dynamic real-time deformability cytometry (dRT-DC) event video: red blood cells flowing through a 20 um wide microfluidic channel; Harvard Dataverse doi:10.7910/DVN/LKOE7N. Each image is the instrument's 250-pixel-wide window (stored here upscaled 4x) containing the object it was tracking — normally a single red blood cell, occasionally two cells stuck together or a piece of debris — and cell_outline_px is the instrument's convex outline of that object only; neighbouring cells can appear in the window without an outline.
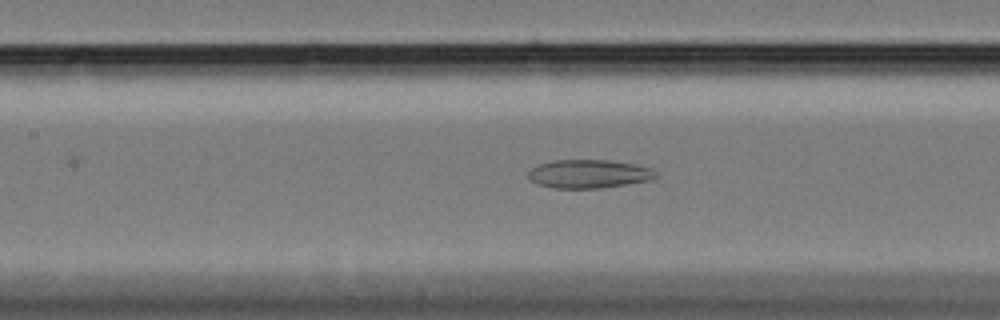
{"species": "Egyptian fruit bat (a non-hibernating species)", "species_latin": "Rousettus aegyptiacus", "temperature_condition": "cold", "stored_images_in_passage": 48, "segment_of_instrument_passage": [1, 2], "camera_frame_rate_fps": 3000, "um_per_image_px": 0.085, "animal": {"sex": "female"}, "frame": {"image": 1, "passage_image": 26, "time_ms": 8.333, "image_size_px": [1000, 320], "cell_outline_px": [[656, 176], [652, 180], [628, 184], [600, 188], [552, 188], [536, 184], [528, 180], [528, 172], [532, 168], [540, 164], [552, 160], [608, 160], [632, 164], [648, 168], [656, 172]], "centroid_in_image_um": [49.99, 14.79], "position_along_channel_um": 157.4, "area_um2": 21.15}}
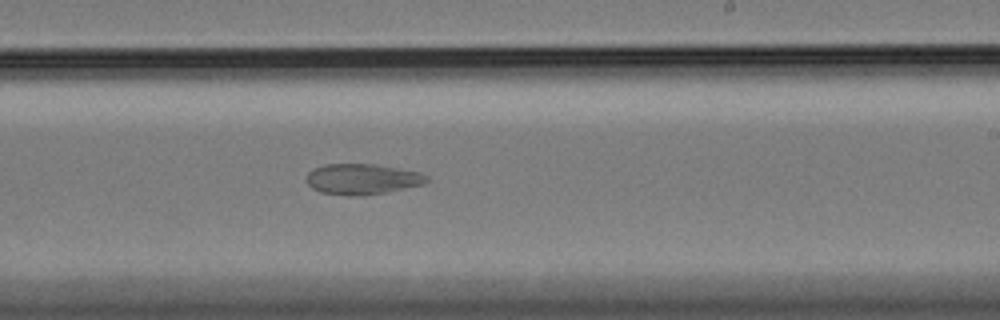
{"frame": {"image": 2, "passage_image": 35, "time_ms": 11.333, "image_size_px": [1000, 320], "cell_outline_px": [[428, 180], [424, 184], [364, 196], [348, 196], [320, 192], [312, 188], [304, 180], [308, 172], [324, 164], [376, 164], [420, 172], [428, 176]], "centroid_in_image_um": [30.76, 15.22], "position_along_channel_um": 258.2, "area_um2": 21.56}}
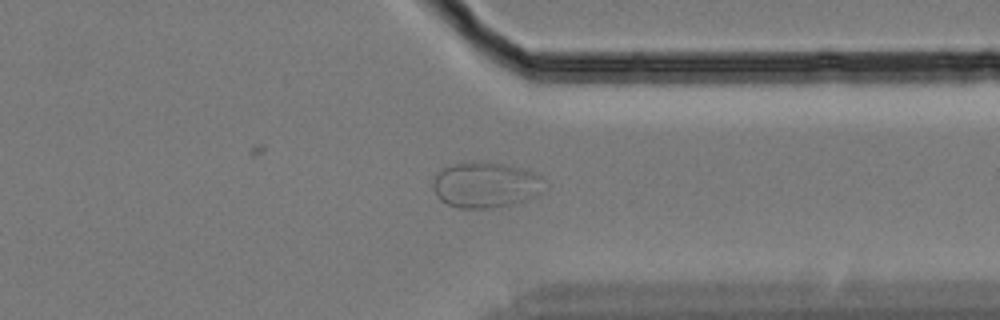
{"frame": {"image": 3, "passage_image": 45, "time_ms": 14.667, "image_size_px": [1000, 320], "cell_outline_px": [[548, 188], [524, 200], [512, 204], [492, 208], [456, 208], [440, 200], [436, 196], [432, 188], [432, 180], [440, 168], [452, 164], [480, 160], [504, 164], [520, 168], [540, 176]], "centroid_in_image_um": [41.22, 15.7], "position_along_channel_um": 370.2, "area_um2": 30.0}}